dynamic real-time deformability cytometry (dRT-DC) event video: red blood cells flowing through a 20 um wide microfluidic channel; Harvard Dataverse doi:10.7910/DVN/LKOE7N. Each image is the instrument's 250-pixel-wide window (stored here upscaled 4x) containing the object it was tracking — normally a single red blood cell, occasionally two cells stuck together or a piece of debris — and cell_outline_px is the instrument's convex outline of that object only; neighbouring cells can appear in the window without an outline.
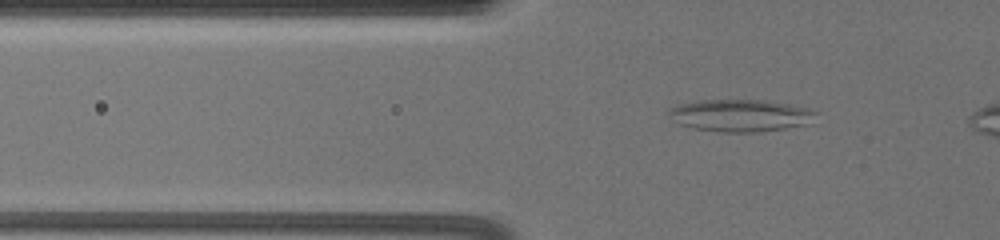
{"species": "common noctule bat (a hibernating species)", "species_latin": "Nyctalus noctula", "temperature_condition": "warm", "stored_images_in_passage": 49, "camera_frame_rate_fps": 3000, "um_per_image_px": 0.085, "animal": {"sex": "female", "body_mass_g": 19.5, "forearm_length_mm": 54.1}, "frame": {"image": 1, "passage_image": 13, "time_ms": 4.0, "image_size_px": [1000, 240], "cell_outline_px": [[820, 112], [812, 124], [760, 132], [720, 132], [692, 128], [680, 124], [668, 112], [668, 108], [680, 104], [704, 100], [760, 100], [788, 104], [812, 108]], "centroid_in_image_um": [63.06, 9.82], "position_along_channel_um": 62.7, "area_um2": 27.8}}
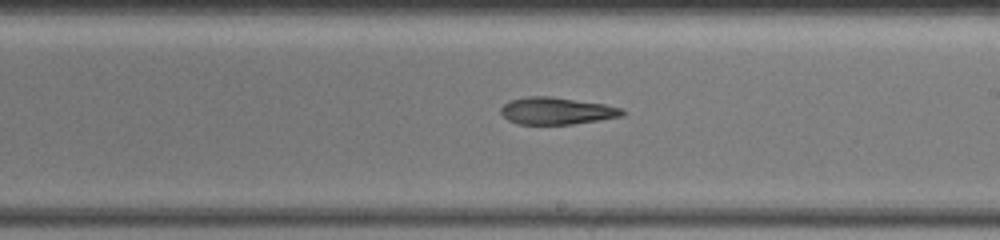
{"frame": {"image": 2, "passage_image": 30, "time_ms": 9.667, "image_size_px": [1000, 240], "cell_outline_px": [[628, 112], [624, 116], [600, 120], [572, 124], [516, 124], [508, 120], [500, 112], [500, 108], [504, 104], [512, 100], [528, 96], [548, 96], [604, 104], [620, 108]], "centroid_in_image_um": [47.33, 9.43], "position_along_channel_um": 241.7, "area_um2": 19.13}}
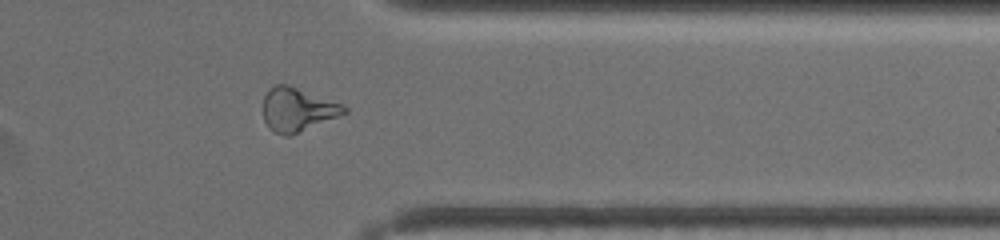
{"frame": {"image": 3, "passage_image": 43, "time_ms": 14.0, "image_size_px": [1000, 240], "cell_outline_px": [[348, 112], [288, 136], [284, 136], [268, 128], [264, 120], [264, 96], [276, 84], [288, 84], [340, 104], [348, 108]], "centroid_in_image_um": [25.26, 9.32], "position_along_channel_um": 386.1, "area_um2": 20.0}}